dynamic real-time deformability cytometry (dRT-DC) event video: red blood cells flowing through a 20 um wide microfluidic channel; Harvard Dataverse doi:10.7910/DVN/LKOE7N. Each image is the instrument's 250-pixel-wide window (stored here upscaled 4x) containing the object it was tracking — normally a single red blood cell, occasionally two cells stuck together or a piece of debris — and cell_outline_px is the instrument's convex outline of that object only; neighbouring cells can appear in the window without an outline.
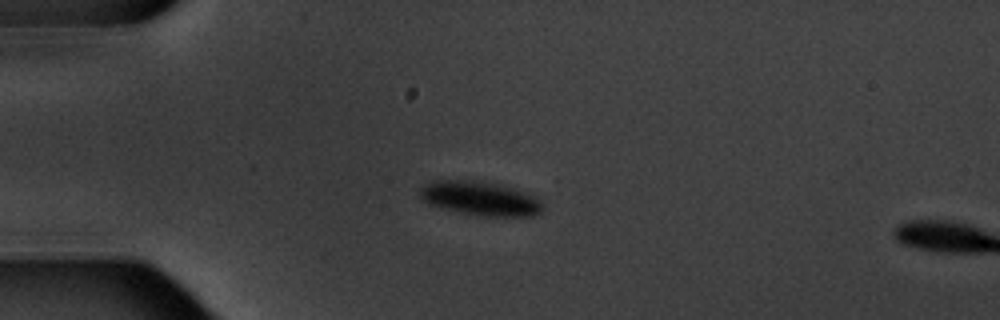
{"species": "common noctule bat (a hibernating species)", "species_latin": "Nyctalus noctula", "temperature_condition": "warm", "stored_images_in_passage": 2, "camera_frame_rate_fps": 3000, "um_per_image_px": 0.085, "animal": {"sex": "male", "body_mass_g": 20.1, "forearm_length_mm": 53.5}, "frame": {"image": 1, "passage_image": 1, "time_ms": 0.0, "image_size_px": [1000, 320], "cell_outline_px": [[544, 208], [540, 212], [532, 216], [480, 216], [440, 208], [428, 204], [420, 196], [420, 188], [432, 180], [472, 180], [496, 184], [516, 188], [528, 192]], "centroid_in_image_um": [40.78, 16.86], "position_along_channel_um": 44.2, "area_um2": 24.28}}